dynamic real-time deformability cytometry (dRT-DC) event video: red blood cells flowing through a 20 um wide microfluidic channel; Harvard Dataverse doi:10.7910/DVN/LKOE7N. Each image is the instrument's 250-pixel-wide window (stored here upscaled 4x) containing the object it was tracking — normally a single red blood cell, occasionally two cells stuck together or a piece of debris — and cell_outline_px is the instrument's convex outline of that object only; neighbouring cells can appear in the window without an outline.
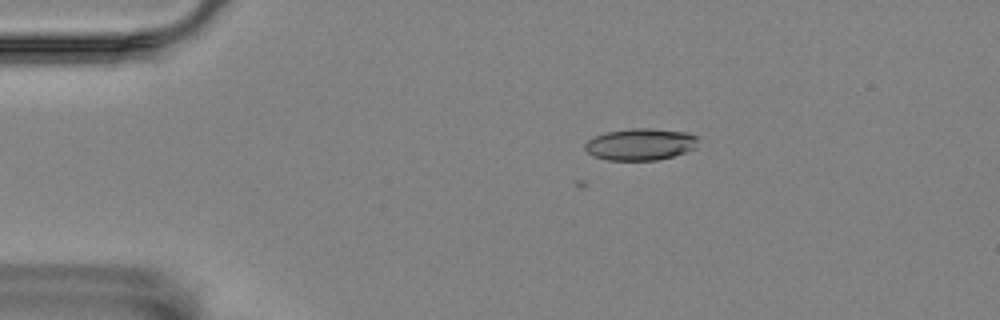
{"species": "Egyptian fruit bat (a non-hibernating species)", "species_latin": "Rousettus aegyptiacus", "temperature_condition": "room temperature", "stored_images_in_passage": 2, "camera_frame_rate_fps": 3000, "um_per_image_px": 0.085, "animal": {"sex": "female"}, "frame": {"image": 1, "passage_image": 2, "time_ms": 0.333, "image_size_px": [1000, 320], "cell_outline_px": [[696, 148], [672, 156], [656, 160], [608, 160], [592, 156], [584, 148], [584, 144], [588, 140], [596, 136], [608, 132], [632, 128], [652, 128], [688, 132], [696, 136]], "centroid_in_image_um": [54.42, 12.26], "position_along_channel_um": 30.6, "area_um2": 20.87}}